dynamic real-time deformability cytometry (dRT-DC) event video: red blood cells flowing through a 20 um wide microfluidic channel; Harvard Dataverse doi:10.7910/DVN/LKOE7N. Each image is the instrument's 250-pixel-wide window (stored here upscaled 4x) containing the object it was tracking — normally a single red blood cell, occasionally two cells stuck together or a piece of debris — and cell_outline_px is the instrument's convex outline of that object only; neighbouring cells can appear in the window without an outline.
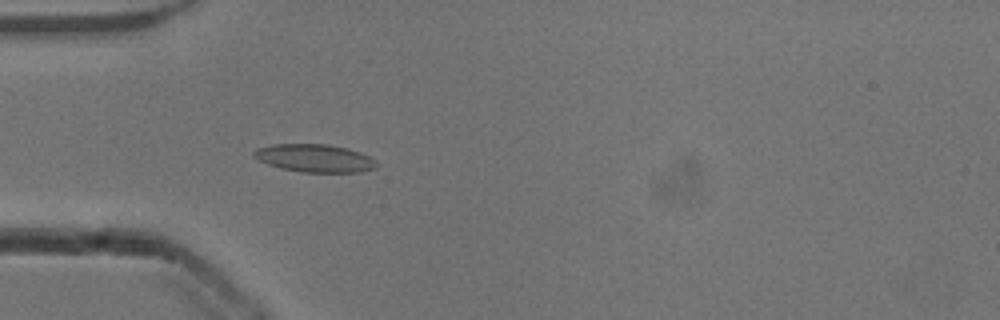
{"species": "common noctule bat (a hibernating species)", "species_latin": "Nyctalus noctula", "temperature_condition": "cold", "stored_images_in_passage": 45, "camera_frame_rate_fps": 3000, "um_per_image_px": 0.085, "animal": {"sex": "male", "body_mass_g": 13.3}, "frame": {"image": 1, "passage_image": 8, "time_ms": 2.333, "image_size_px": [1000, 320], "cell_outline_px": [[376, 168], [360, 172], [300, 172], [280, 168], [268, 164], [252, 156], [252, 152], [256, 148], [272, 144], [328, 144], [348, 148], [360, 152], [376, 160]], "centroid_in_image_um": [26.73, 13.44], "position_along_channel_um": 58.3, "area_um2": 20.06}}
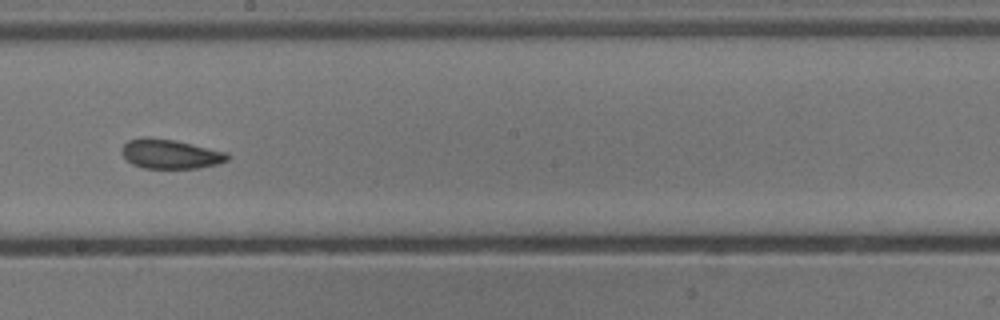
{"frame": {"image": 2, "passage_image": 22, "time_ms": 7.0, "image_size_px": [1000, 320], "cell_outline_px": [[232, 156], [228, 160], [216, 164], [196, 168], [144, 168], [132, 164], [120, 152], [120, 148], [128, 140], [144, 136], [148, 136], [176, 140], [228, 152]], "centroid_in_image_um": [14.47, 13.07], "position_along_channel_um": 233.7, "area_um2": 18.38}}
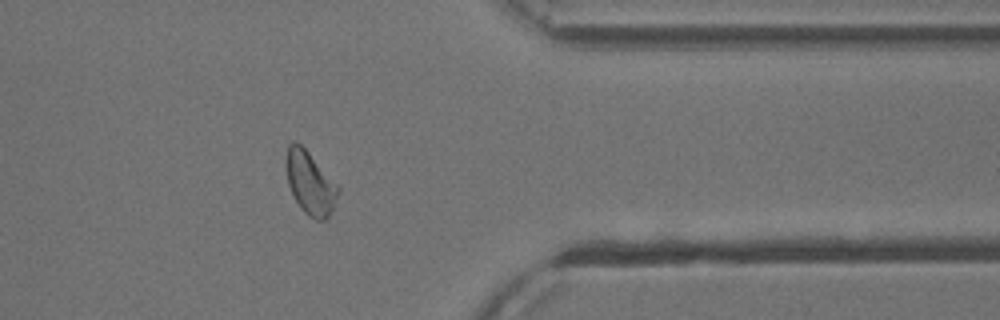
{"frame": {"image": 3, "passage_image": 35, "time_ms": 11.333, "image_size_px": [1000, 320], "cell_outline_px": [[340, 192], [328, 216], [324, 220], [316, 220], [308, 216], [300, 208], [292, 196], [288, 184], [284, 164], [284, 156], [288, 144], [292, 140], [296, 140], [308, 152], [340, 188]], "centroid_in_image_um": [26.3, 15.52], "position_along_channel_um": 385.1, "area_um2": 19.31}, "authors_computed_cell_mechanics": {"area_um2": 18.9006, "velocity_mm_per_s": 3.8381, "shape_relaxation_time_tau1_ms": 7.9153, "shape_relaxation_time_tau2_ms": 1.665, "deformation_change_tau1": 0.1115, "deformation_change_tau2": 0.0704}}